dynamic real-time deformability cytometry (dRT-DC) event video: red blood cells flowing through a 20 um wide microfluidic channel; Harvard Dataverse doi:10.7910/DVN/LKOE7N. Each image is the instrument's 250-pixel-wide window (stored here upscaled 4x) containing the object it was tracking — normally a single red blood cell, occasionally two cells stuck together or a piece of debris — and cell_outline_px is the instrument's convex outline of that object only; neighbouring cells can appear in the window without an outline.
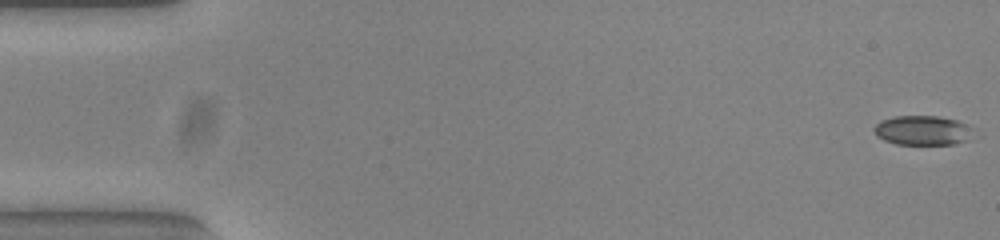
{"species": "common noctule bat (a hibernating species)", "species_latin": "Nyctalus noctula", "temperature_condition": "warm", "stored_images_in_passage": 53, "camera_frame_rate_fps": 3000, "um_per_image_px": 0.085, "animal": {"sex": "female", "body_mass_g": 23.0, "forearm_length_mm": 53.4}, "frame": {"image": 1, "passage_image": 1, "time_ms": 0.0, "image_size_px": [1000, 240], "cell_outline_px": [[984, 136], [972, 140], [956, 144], [896, 144], [884, 140], [876, 136], [872, 128], [880, 120], [892, 116], [940, 116], [956, 120], [976, 128]], "centroid_in_image_um": [78.6, 11.09], "position_along_channel_um": 6.4, "area_um2": 18.09}}
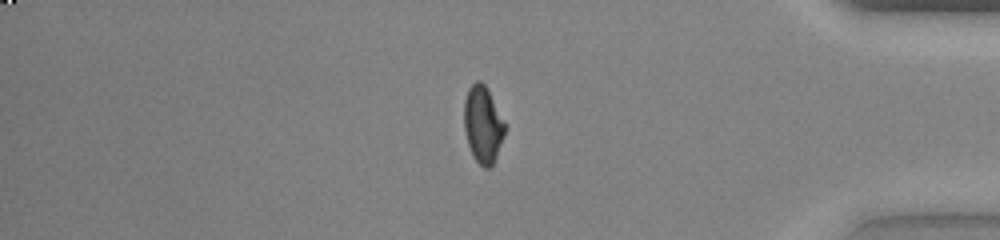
{"frame": {"image": 2, "passage_image": 45, "time_ms": 14.667, "image_size_px": [1000, 240], "cell_outline_px": [[508, 128], [496, 156], [492, 164], [488, 168], [484, 168], [472, 156], [468, 144], [464, 128], [464, 100], [468, 88], [476, 80], [480, 80], [484, 84]], "centroid_in_image_um": [41.05, 10.58], "position_along_channel_um": 394.2, "area_um2": 18.26}}
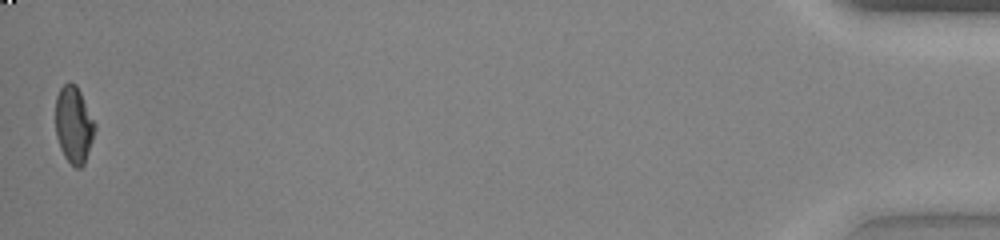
{"frame": {"image": 3, "passage_image": 53, "time_ms": 17.333, "image_size_px": [1000, 240], "cell_outline_px": [[96, 128], [84, 164], [80, 168], [76, 168], [64, 156], [60, 148], [56, 136], [56, 96], [60, 88], [68, 80], [76, 84], [96, 124]], "centroid_in_image_um": [6.26, 10.58], "position_along_channel_um": 428.9, "area_um2": 17.57}, "authors_computed_cell_mechanics": {"area_um2": 18.3804, "velocity_mm_per_s": 3.86, "shape_relaxation_time_tau1_ms": 9.982, "shape_relaxation_time_tau2_ms": 1.1825, "deformation_change_tau1": 0.2649, "deformation_change_tau2": 0.0588}}